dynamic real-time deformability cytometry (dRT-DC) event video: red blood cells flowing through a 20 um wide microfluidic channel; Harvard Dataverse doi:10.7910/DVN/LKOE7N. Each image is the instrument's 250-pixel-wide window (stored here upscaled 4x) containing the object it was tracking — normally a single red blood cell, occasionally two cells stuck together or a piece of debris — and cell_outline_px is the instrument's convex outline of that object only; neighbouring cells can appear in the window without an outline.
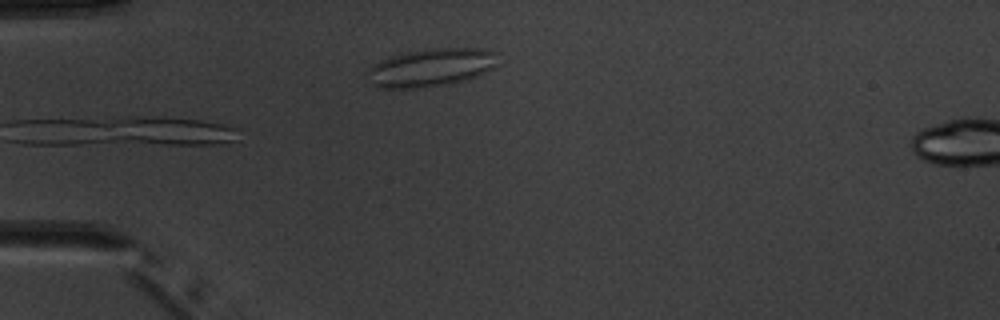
{"species": "common noctule bat (a hibernating species)", "species_latin": "Nyctalus noctula", "temperature_condition": "warm", "stored_images_in_passage": 5, "camera_frame_rate_fps": 3000, "um_per_image_px": 0.085, "animal": {"sex": "male", "body_mass_g": 20.1, "forearm_length_mm": 53.5}, "frame": {"image": 1, "passage_image": 4, "time_ms": 4.333, "image_size_px": [1000, 320], "cell_outline_px": [[500, 52], [496, 64], [492, 68], [476, 76], [464, 80], [448, 84], [424, 88], [380, 88], [372, 84], [364, 76], [364, 72], [372, 64], [388, 56], [428, 48], [480, 48]], "centroid_in_image_um": [36.59, 5.73], "position_along_channel_um": 48.4, "area_um2": 29.48}}